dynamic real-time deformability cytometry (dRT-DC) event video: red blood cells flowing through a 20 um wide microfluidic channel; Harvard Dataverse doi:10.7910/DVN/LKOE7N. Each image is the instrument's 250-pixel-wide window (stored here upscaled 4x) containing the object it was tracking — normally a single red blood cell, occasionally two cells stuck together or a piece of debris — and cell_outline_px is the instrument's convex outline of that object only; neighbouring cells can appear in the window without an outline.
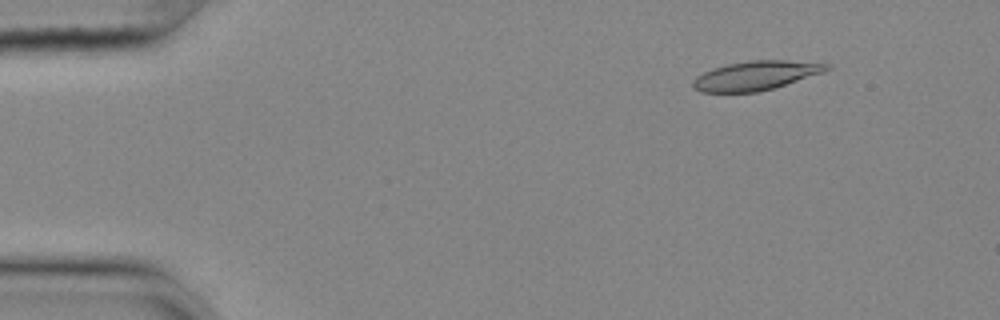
{"species": "common noctule bat (a hibernating species)", "species_latin": "Nyctalus noctula", "temperature_condition": "cold", "stored_images_in_passage": 55, "camera_frame_rate_fps": 3000, "um_per_image_px": 0.085, "animal": {"sex": "female", "body_mass_g": 25.1}, "frame": {"image": 1, "passage_image": 6, "time_ms": 1.667, "image_size_px": [1000, 320], "cell_outline_px": [[832, 68], [824, 72], [772, 88], [756, 92], [700, 92], [692, 84], [692, 80], [696, 76], [712, 68], [728, 64], [748, 60], [784, 60], [832, 64]], "centroid_in_image_um": [64.24, 6.41], "position_along_channel_um": 20.8, "area_um2": 22.54}}
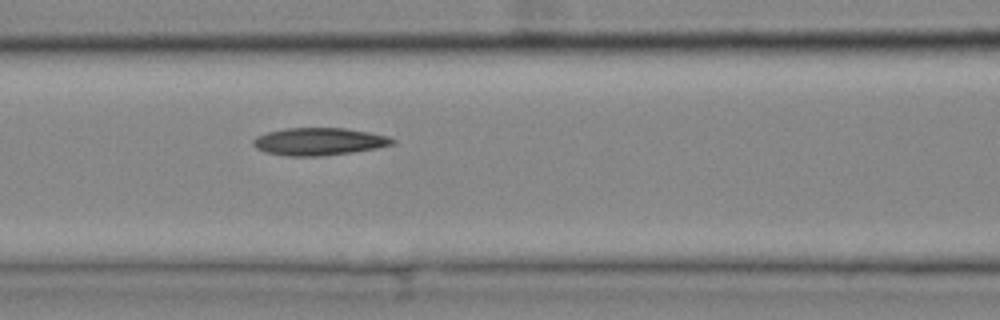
{"frame": {"image": 2, "passage_image": 23, "time_ms": 7.333, "image_size_px": [1000, 320], "cell_outline_px": [[396, 144], [376, 148], [352, 152], [320, 156], [288, 156], [264, 152], [256, 148], [252, 144], [252, 140], [256, 136], [268, 132], [284, 128], [344, 128], [368, 132], [388, 136], [396, 140]], "centroid_in_image_um": [27.1, 12.03], "position_along_channel_um": 139.5, "area_um2": 22.37}}
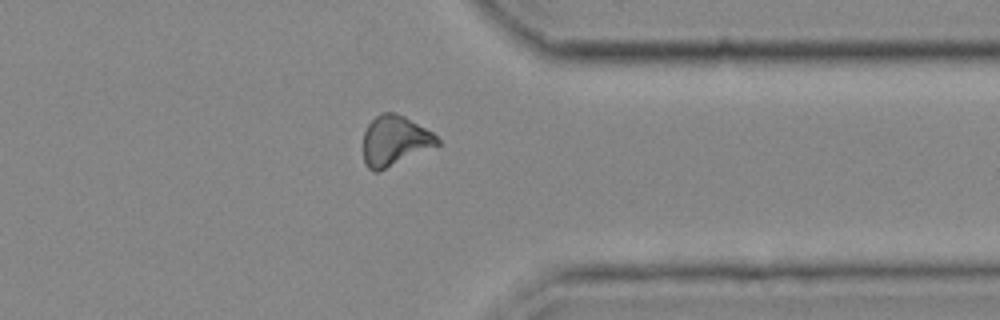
{"frame": {"image": 3, "passage_image": 43, "time_ms": 14.0, "image_size_px": [1000, 320], "cell_outline_px": [[440, 144], [376, 172], [372, 172], [364, 164], [364, 132], [368, 124], [380, 112], [392, 112], [404, 116], [432, 132], [440, 140]], "centroid_in_image_um": [33.53, 11.95], "position_along_channel_um": 377.9, "area_um2": 21.27}, "authors_computed_cell_mechanics": {"area_um2": 21.8484, "velocity_mm_per_s": 3.6459, "shape_relaxation_time_tau1_ms": null, "shape_relaxation_time_tau2_ms": 9.7025, "deformation_change_tau1": null, "deformation_change_tau2": 0.2058}}